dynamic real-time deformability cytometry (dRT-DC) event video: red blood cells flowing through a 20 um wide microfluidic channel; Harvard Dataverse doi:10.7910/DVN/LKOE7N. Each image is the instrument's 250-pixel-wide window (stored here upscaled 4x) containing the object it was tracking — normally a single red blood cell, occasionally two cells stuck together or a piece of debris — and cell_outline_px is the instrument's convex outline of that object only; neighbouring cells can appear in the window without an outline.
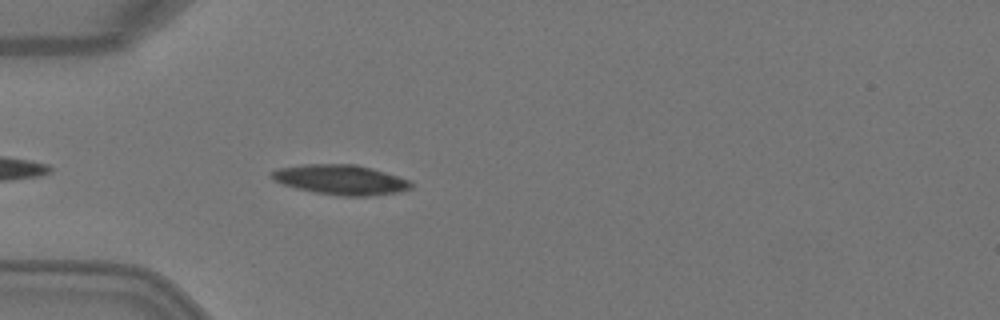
{"species": "Egyptian fruit bat (a non-hibernating species)", "species_latin": "Rousettus aegyptiacus", "temperature_condition": "warm", "stored_images_in_passage": 3, "camera_frame_rate_fps": 3000, "um_per_image_px": 0.085, "animal": {"sex": "female"}, "frame": {"image": 1, "passage_image": 3, "time_ms": 0.667, "image_size_px": [1000, 320], "cell_outline_px": [[412, 188], [400, 192], [368, 196], [340, 196], [316, 192], [296, 188], [272, 180], [268, 176], [272, 172], [280, 168], [304, 164], [356, 164], [372, 168], [408, 180], [412, 184]], "centroid_in_image_um": [28.95, 15.28], "position_along_channel_um": 56.1, "area_um2": 24.16}}